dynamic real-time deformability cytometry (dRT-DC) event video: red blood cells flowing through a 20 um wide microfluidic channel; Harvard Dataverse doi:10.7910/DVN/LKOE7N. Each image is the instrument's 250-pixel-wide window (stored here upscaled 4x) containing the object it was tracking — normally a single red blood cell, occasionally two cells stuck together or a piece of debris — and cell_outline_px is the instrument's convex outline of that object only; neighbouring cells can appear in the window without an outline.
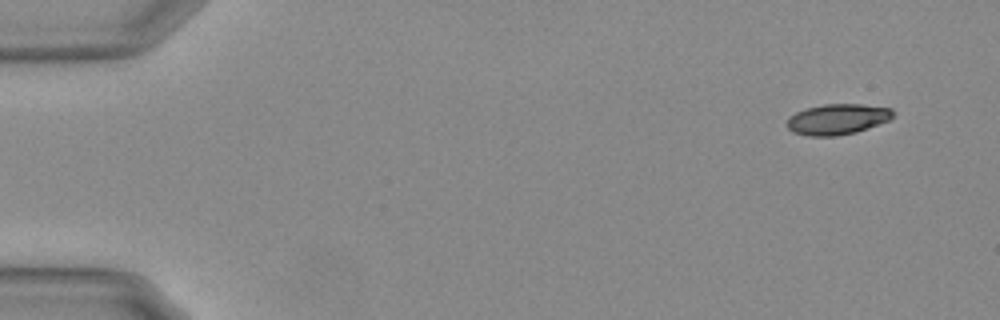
{"species": "Egyptian fruit bat (a non-hibernating species)", "species_latin": "Rousettus aegyptiacus", "temperature_condition": "warm", "stored_images_in_passage": 53, "camera_frame_rate_fps": 3000, "um_per_image_px": 0.085, "animal": {"sex": "female"}, "frame": {"image": 1, "passage_image": 1, "time_ms": 0.0, "image_size_px": [1000, 320], "cell_outline_px": [[892, 116], [888, 120], [868, 128], [856, 132], [836, 136], [808, 136], [792, 132], [788, 128], [788, 116], [796, 112], [808, 108], [824, 104], [860, 104], [892, 108]], "centroid_in_image_um": [71.15, 10.14], "position_along_channel_um": 13.8, "area_um2": 18.79}}
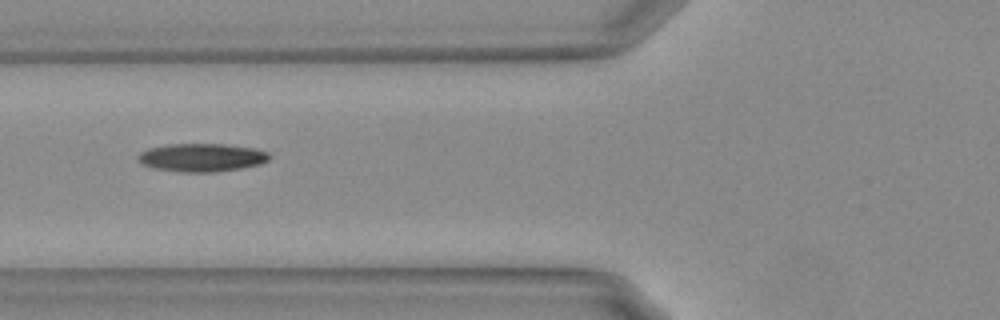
{"frame": {"image": 2, "passage_image": 19, "time_ms": 6.0, "image_size_px": [1000, 320], "cell_outline_px": [[272, 156], [268, 160], [260, 164], [244, 168], [216, 172], [176, 172], [152, 168], [140, 164], [136, 160], [136, 156], [140, 152], [148, 148], [168, 144], [224, 144], [256, 148], [268, 152]], "centroid_in_image_um": [17.12, 13.39], "position_along_channel_um": 108.7, "area_um2": 22.08}}
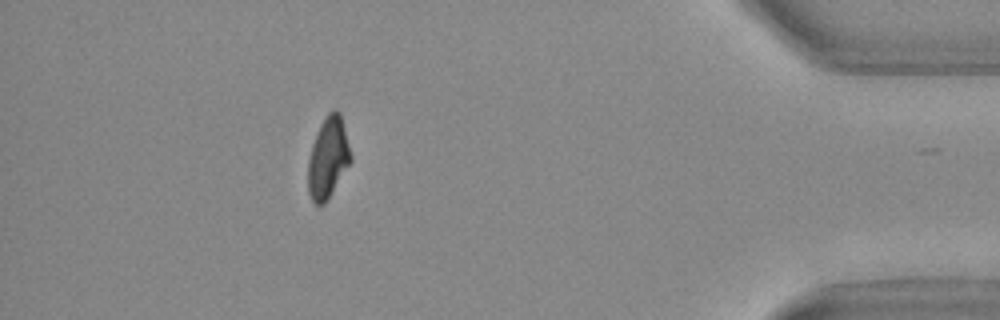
{"frame": {"image": 3, "passage_image": 47, "time_ms": 15.333, "image_size_px": [1000, 320], "cell_outline_px": [[352, 160], [324, 204], [316, 204], [312, 200], [308, 192], [308, 160], [312, 144], [320, 124], [328, 112], [332, 108], [336, 108], [340, 112], [352, 156]], "centroid_in_image_um": [27.88, 13.37], "position_along_channel_um": 407.3, "area_um2": 20.06}, "authors_computed_cell_mechanics": {"area_um2": 20.6346, "velocity_mm_per_s": 3.7217, "shape_relaxation_time_tau1_ms": 7.242, "shape_relaxation_time_tau2_ms": 6.5298, "deformation_change_tau1": 0.2315, "deformation_change_tau2": 0.1433}}